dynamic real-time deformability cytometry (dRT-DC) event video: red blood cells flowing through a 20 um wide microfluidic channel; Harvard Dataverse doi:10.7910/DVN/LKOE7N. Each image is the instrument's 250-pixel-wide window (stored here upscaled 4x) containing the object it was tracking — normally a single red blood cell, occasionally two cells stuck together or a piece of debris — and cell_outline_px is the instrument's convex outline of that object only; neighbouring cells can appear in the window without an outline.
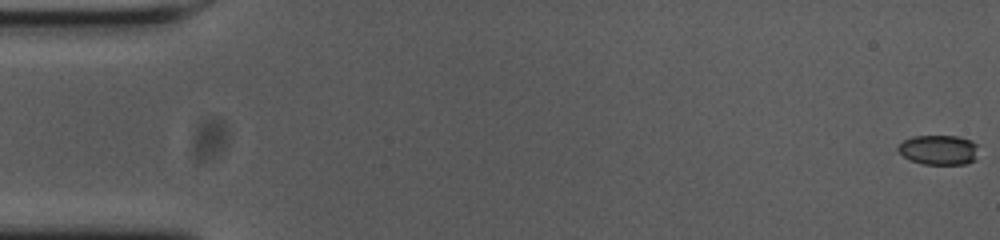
{"species": "common noctule bat (a hibernating species)", "species_latin": "Nyctalus noctula", "temperature_condition": "cold", "stored_images_in_passage": 56, "camera_frame_rate_fps": 3000, "um_per_image_px": 0.085, "animal": {"sex": "female", "body_mass_g": 23.0, "forearm_length_mm": 53.4}, "frame": {"image": 1, "passage_image": 1, "time_ms": 0.0, "image_size_px": [1000, 240], "cell_outline_px": [[980, 144], [976, 160], [968, 164], [924, 164], [912, 160], [904, 156], [896, 148], [904, 140], [912, 136], [960, 136], [972, 140]], "centroid_in_image_um": [79.88, 12.73], "position_along_channel_um": 5.1, "area_um2": 14.22}}
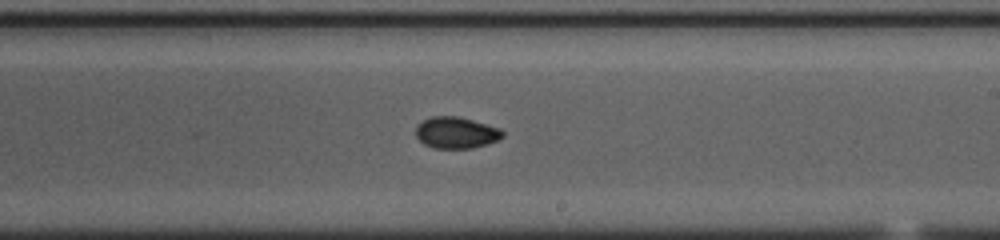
{"frame": {"image": 2, "passage_image": 33, "time_ms": 10.667, "image_size_px": [1000, 240], "cell_outline_px": [[504, 136], [488, 144], [472, 148], [432, 148], [424, 144], [416, 136], [416, 124], [432, 116], [460, 116], [500, 128], [504, 132]], "centroid_in_image_um": [38.77, 11.27], "position_along_channel_um": 250.2, "area_um2": 16.01}}
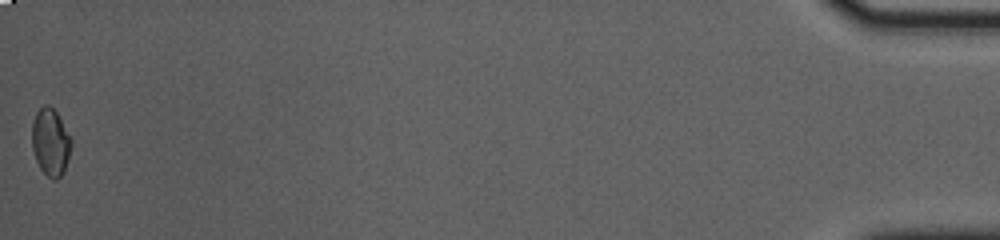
{"frame": {"image": 3, "passage_image": 56, "time_ms": 18.333, "image_size_px": [1000, 240], "cell_outline_px": [[72, 144], [68, 160], [64, 172], [56, 180], [52, 180], [40, 168], [36, 160], [32, 148], [32, 124], [36, 112], [44, 104], [48, 104], [56, 112], [72, 140]], "centroid_in_image_um": [4.29, 12.09], "position_along_channel_um": 430.9, "area_um2": 15.37}, "authors_computed_cell_mechanics": {"area_um2": 15.4904, "velocity_mm_per_s": 3.6915, "shape_relaxation_time_tau1_ms": 4.0785, "shape_relaxation_time_tau2_ms": 1.9822, "deformation_change_tau1": 0.087, "deformation_change_tau2": 0.0376}}